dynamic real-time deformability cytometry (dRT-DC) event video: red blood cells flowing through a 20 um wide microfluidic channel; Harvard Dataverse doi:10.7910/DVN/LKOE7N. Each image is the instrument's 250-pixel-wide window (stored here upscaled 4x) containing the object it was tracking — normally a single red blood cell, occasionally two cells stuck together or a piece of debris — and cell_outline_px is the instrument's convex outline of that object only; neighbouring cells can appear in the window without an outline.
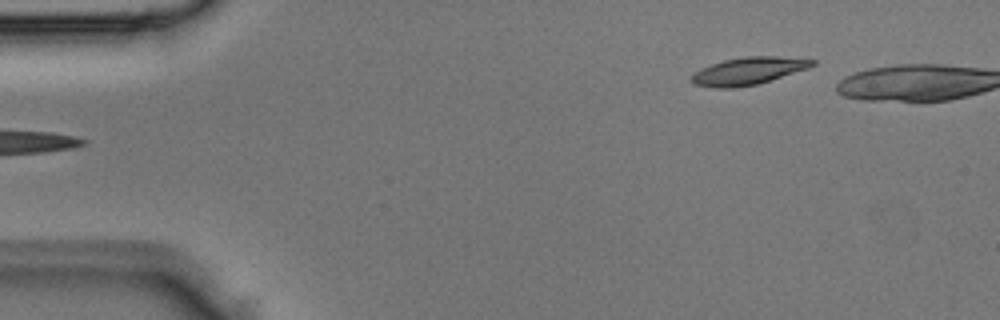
{"species": "Egyptian fruit bat (a non-hibernating species)", "species_latin": "Rousettus aegyptiacus", "temperature_condition": "room temperature", "stored_images_in_passage": 2, "camera_frame_rate_fps": 3000, "um_per_image_px": 0.085, "animal": {"sex": "male"}, "frame": {"image": 1, "passage_image": 2, "time_ms": 0.333, "image_size_px": [1000, 320], "cell_outline_px": [[816, 64], [808, 68], [756, 84], [732, 88], [716, 88], [696, 84], [692, 80], [692, 76], [700, 68], [724, 60], [744, 56], [776, 56], [816, 60]], "centroid_in_image_um": [63.62, 6.02], "position_along_channel_um": 21.4, "area_um2": 18.9}}